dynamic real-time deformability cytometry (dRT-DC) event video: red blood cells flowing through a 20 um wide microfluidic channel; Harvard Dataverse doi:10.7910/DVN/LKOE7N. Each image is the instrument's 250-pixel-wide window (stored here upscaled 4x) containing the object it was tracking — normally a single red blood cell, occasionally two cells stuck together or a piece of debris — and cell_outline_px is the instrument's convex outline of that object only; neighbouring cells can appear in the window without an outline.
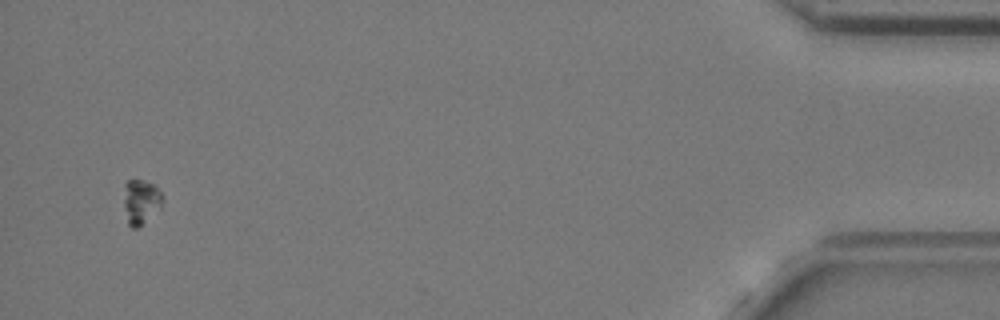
{"species": "common noctule bat (a hibernating species)", "species_latin": "Nyctalus noctula", "temperature_condition": "cold", "stored_images_in_passage": 52, "camera_frame_rate_fps": 3000, "um_per_image_px": 0.085, "animal": {"sex": "female", "body_mass_g": 24.6, "forearm_length_mm": 56.2}, "frame": {"image": 1, "passage_image": 50, "time_ms": 16.333, "image_size_px": [1000, 320], "cell_outline_px": [[164, 196], [160, 208], [136, 228], [132, 228], [128, 224], [124, 204], [124, 184], [128, 180], [144, 180], [156, 184]], "centroid_in_image_um": [11.99, 17.09], "position_along_channel_um": 423.2, "area_um2": 10.12}}